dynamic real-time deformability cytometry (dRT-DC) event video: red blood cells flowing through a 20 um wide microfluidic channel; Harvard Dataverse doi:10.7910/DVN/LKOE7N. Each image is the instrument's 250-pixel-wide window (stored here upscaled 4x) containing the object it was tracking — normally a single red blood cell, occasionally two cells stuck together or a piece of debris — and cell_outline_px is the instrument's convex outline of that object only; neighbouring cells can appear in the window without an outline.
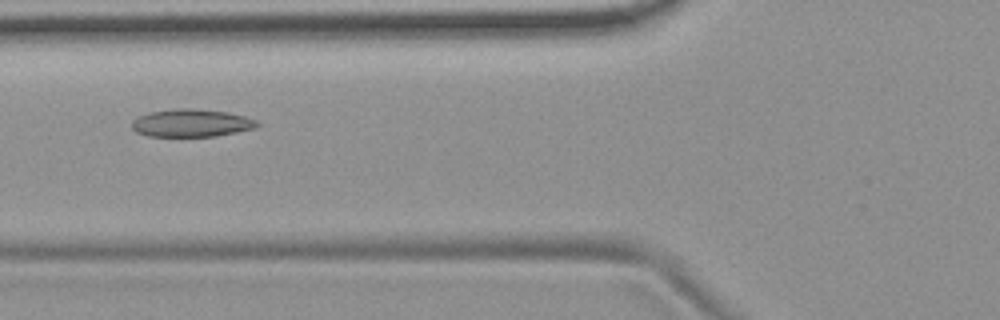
{"species": "common noctule bat (a hibernating species)", "species_latin": "Nyctalus noctula", "temperature_condition": "room temperature", "stored_images_in_passage": 3, "camera_frame_rate_fps": 3000, "um_per_image_px": 0.085, "animal": {"sex": "female", "body_mass_g": 19.9}, "frame": {"image": 1, "passage_image": 2, "time_ms": 1.0, "image_size_px": [1000, 320], "cell_outline_px": [[260, 124], [256, 128], [216, 136], [148, 136], [136, 132], [132, 128], [132, 120], [140, 116], [152, 112], [176, 108], [188, 108], [228, 112], [244, 116], [256, 120]], "centroid_in_image_um": [16.28, 10.46], "position_along_channel_um": 109.5, "area_um2": 20.11}}
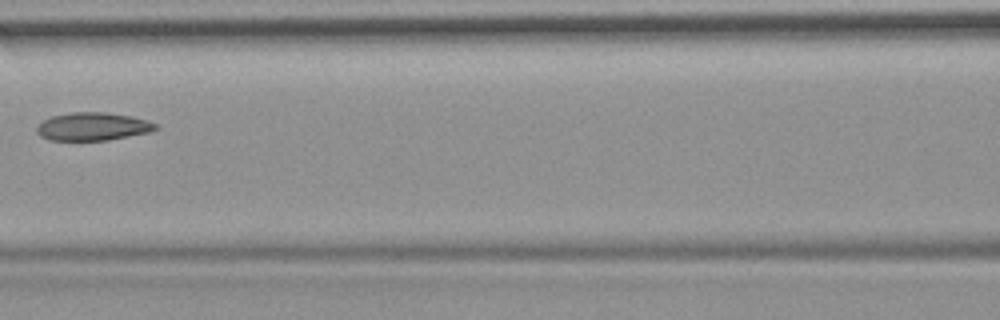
{"frame": {"image": 2, "passage_image": 3, "time_ms": 2.333, "image_size_px": [1000, 320], "cell_outline_px": [[160, 128], [148, 132], [108, 140], [48, 140], [40, 136], [36, 132], [36, 128], [44, 120], [52, 116], [72, 112], [104, 112], [132, 116], [148, 120], [156, 124]], "centroid_in_image_um": [7.89, 10.75], "position_along_channel_um": 158.7, "area_um2": 19.36}}